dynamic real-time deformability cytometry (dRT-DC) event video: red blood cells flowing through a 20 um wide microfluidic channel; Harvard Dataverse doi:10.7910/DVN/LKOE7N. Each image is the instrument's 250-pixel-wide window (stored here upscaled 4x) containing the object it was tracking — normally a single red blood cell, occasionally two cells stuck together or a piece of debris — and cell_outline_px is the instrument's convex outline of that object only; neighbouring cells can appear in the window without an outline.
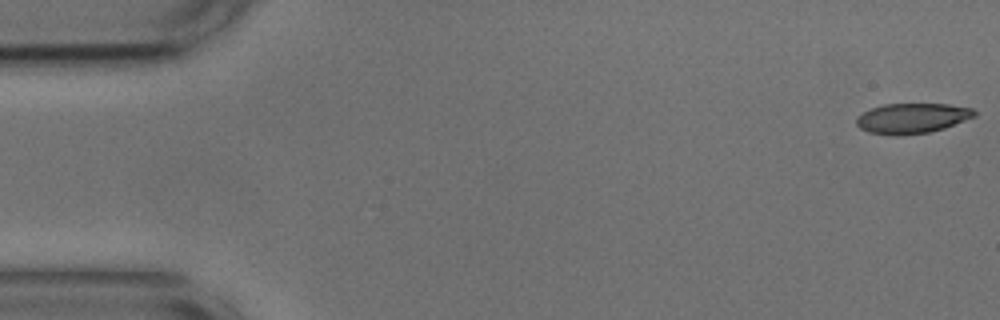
{"species": "common noctule bat (a hibernating species)", "species_latin": "Nyctalus noctula", "temperature_condition": "cold", "stored_images_in_passage": 54, "camera_frame_rate_fps": 3000, "um_per_image_px": 0.085, "animal": {"sex": "male", "body_mass_g": 17.9, "forearm_length_mm": 54.2}, "frame": {"image": 1, "passage_image": 1, "time_ms": 0.0, "image_size_px": [1000, 320], "cell_outline_px": [[976, 116], [944, 128], [928, 132], [900, 136], [896, 136], [868, 132], [860, 128], [856, 124], [856, 116], [872, 108], [884, 104], [948, 104], [972, 108], [976, 112]], "centroid_in_image_um": [77.51, 10.05], "position_along_channel_um": 7.5, "area_um2": 20.75}}
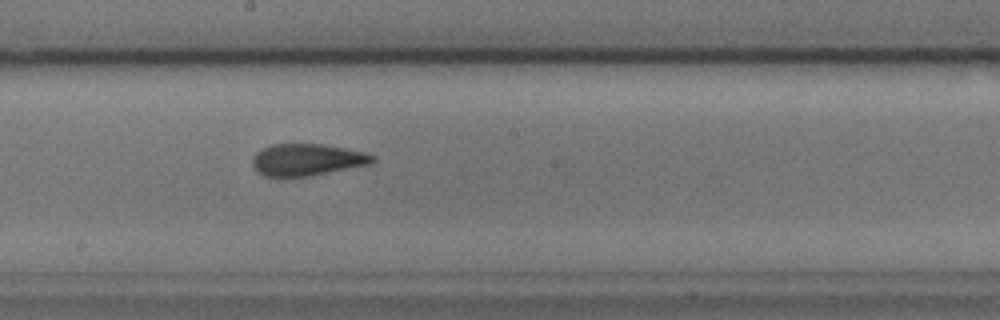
{"frame": {"image": 2, "passage_image": 29, "time_ms": 9.333, "image_size_px": [1000, 320], "cell_outline_px": [[376, 160], [372, 164], [312, 176], [264, 176], [256, 172], [252, 164], [252, 156], [256, 152], [272, 144], [324, 144], [364, 152], [376, 156]], "centroid_in_image_um": [26.12, 13.58], "position_along_channel_um": 222.1, "area_um2": 22.54}}
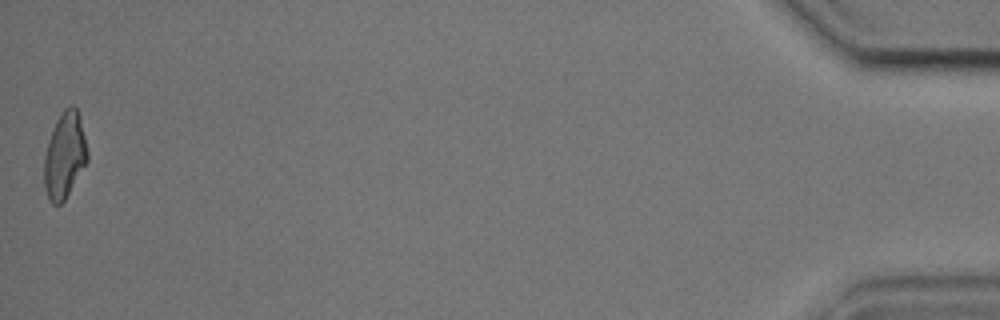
{"frame": {"image": 3, "passage_image": 54, "time_ms": 17.667, "image_size_px": [1000, 320], "cell_outline_px": [[88, 160], [64, 200], [60, 204], [52, 204], [48, 200], [44, 188], [44, 156], [48, 140], [52, 128], [56, 120], [64, 108], [72, 104], [76, 108], [80, 116], [88, 152]], "centroid_in_image_um": [5.48, 13.19], "position_along_channel_um": 429.7, "area_um2": 21.79}, "authors_computed_cell_mechanics": {"area_um2": 22.0796, "velocity_mm_per_s": 3.6552, "shape_relaxation_time_tau1_ms": null, "shape_relaxation_time_tau2_ms": 1.342, "deformation_change_tau1": null, "deformation_change_tau2": 0.083}}